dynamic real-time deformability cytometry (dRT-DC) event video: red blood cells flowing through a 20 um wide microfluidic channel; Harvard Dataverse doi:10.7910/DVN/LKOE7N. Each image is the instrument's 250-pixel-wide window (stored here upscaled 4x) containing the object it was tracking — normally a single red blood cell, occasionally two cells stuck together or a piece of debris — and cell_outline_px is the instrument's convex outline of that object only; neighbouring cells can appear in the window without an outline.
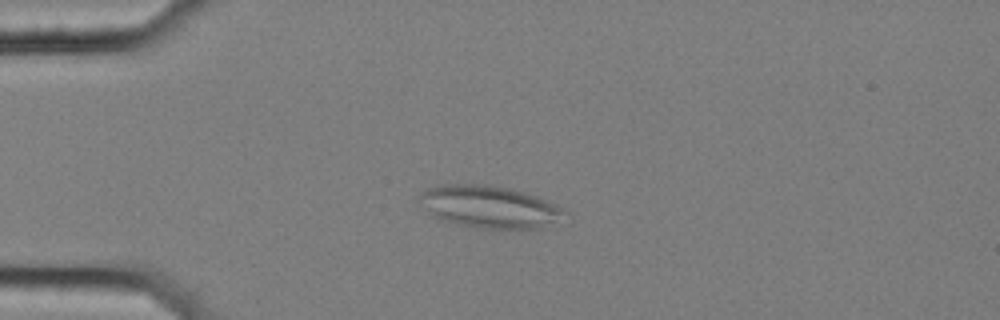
{"species": "common noctule bat (a hibernating species)", "species_latin": "Nyctalus noctula", "temperature_condition": "cold", "stored_images_in_passage": 44, "camera_frame_rate_fps": 3000, "um_per_image_px": 0.085, "animal": {"sex": "female", "body_mass_g": 25.1}, "frame": {"image": 1, "passage_image": 1, "time_ms": 0.0, "image_size_px": [1000, 320], "cell_outline_px": [[572, 212], [568, 224], [540, 228], [484, 228], [456, 224], [432, 216], [416, 204], [416, 196], [420, 192], [428, 188], [444, 184], [484, 184], [512, 188], [548, 200]], "centroid_in_image_um": [41.72, 17.59], "position_along_channel_um": 43.3, "area_um2": 37.34}}
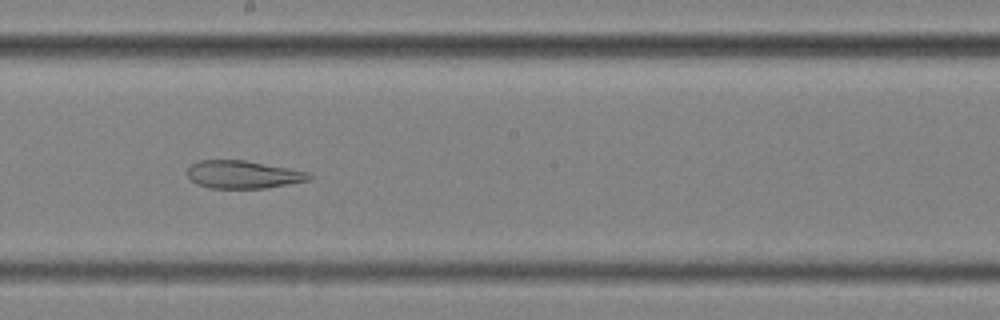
{"frame": {"image": 2, "passage_image": 19, "time_ms": 6.0, "image_size_px": [1000, 320], "cell_outline_px": [[312, 176], [308, 180], [268, 188], [208, 188], [196, 184], [188, 176], [188, 168], [192, 164], [200, 160], [244, 160], [288, 168], [308, 172]], "centroid_in_image_um": [20.64, 14.84], "position_along_channel_um": 227.6, "area_um2": 19.59}}
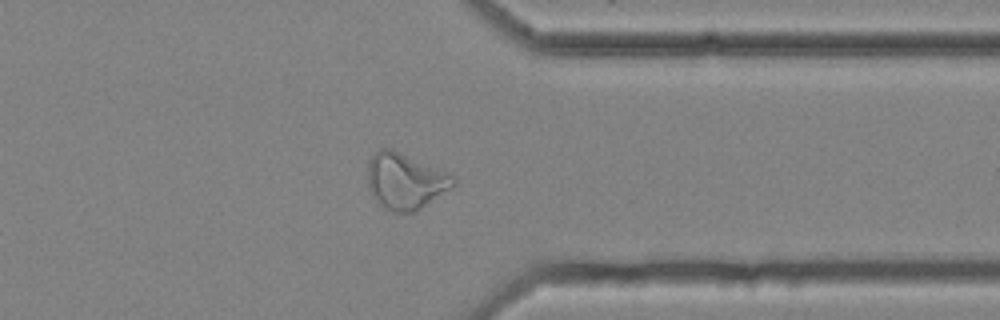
{"frame": {"image": 3, "passage_image": 32, "time_ms": 10.333, "image_size_px": [1000, 320], "cell_outline_px": [[456, 184], [420, 208], [412, 212], [392, 212], [384, 208], [372, 196], [368, 188], [368, 164], [372, 156], [380, 148], [392, 148], [448, 172], [456, 176]], "centroid_in_image_um": [34.44, 15.37], "position_along_channel_um": 377.0, "area_um2": 27.92}, "authors_computed_cell_mechanics": {"area_um2": 25.3164, "velocity_mm_per_s": 3.5082, "shape_relaxation_time_tau1_ms": null, "shape_relaxation_time_tau2_ms": 3.1143, "deformation_change_tau1": null, "deformation_change_tau2": 0.1138}}